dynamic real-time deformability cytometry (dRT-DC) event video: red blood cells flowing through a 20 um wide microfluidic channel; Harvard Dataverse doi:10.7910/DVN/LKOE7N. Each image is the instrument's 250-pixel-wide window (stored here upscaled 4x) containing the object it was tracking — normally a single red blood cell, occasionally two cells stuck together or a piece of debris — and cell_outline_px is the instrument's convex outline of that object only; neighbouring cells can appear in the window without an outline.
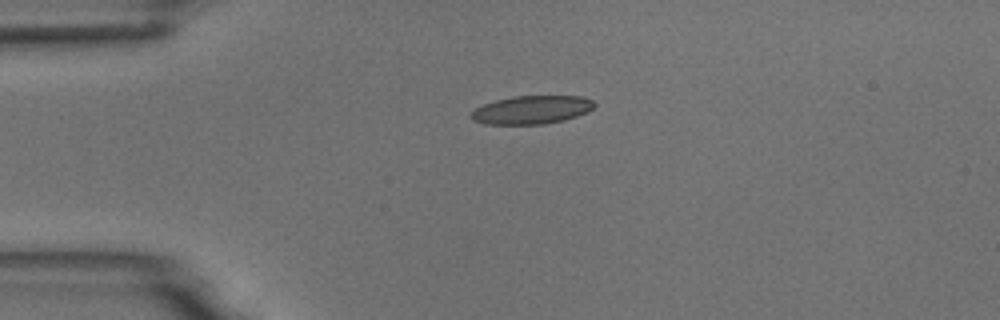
{"species": "common noctule bat (a hibernating species)", "species_latin": "Nyctalus noctula", "temperature_condition": "room temperature", "stored_images_in_passage": 3, "camera_frame_rate_fps": 3000, "um_per_image_px": 0.085, "animal": {"sex": "male", "body_mass_g": 18.8}, "frame": {"image": 1, "passage_image": 1, "time_ms": 0.0, "image_size_px": [1000, 320], "cell_outline_px": [[596, 104], [588, 112], [564, 120], [544, 124], [484, 124], [472, 120], [468, 116], [476, 108], [484, 104], [496, 100], [512, 96], [580, 96], [592, 100]], "centroid_in_image_um": [45.17, 9.34], "position_along_channel_um": 39.8, "area_um2": 20.35}}